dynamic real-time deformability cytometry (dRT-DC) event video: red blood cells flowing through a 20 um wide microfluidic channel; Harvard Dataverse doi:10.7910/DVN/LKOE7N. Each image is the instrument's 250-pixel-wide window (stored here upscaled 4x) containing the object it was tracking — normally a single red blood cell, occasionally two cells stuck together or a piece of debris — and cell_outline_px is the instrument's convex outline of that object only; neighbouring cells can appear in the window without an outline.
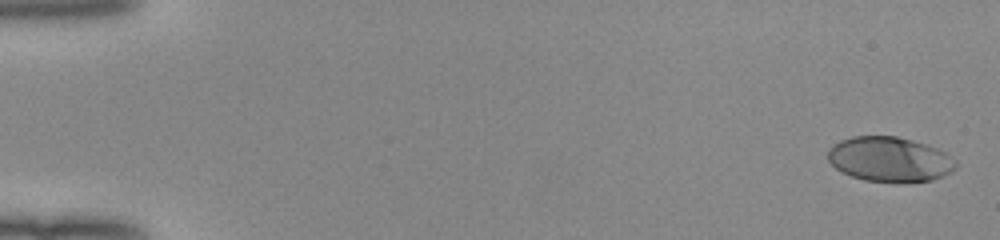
{"species": "human", "species_latin": "Homo sapiens", "temperature_condition": "room temperature", "stored_images_in_passage": 10, "camera_frame_rate_fps": 3000, "um_per_image_px": 0.085, "donor": {"sex": "female"}, "frame": {"image": 1, "passage_image": 1, "time_ms": 0.0, "image_size_px": [1000, 240], "cell_outline_px": [[956, 168], [952, 172], [932, 180], [864, 180], [840, 172], [828, 160], [828, 148], [832, 144], [840, 140], [852, 136], [896, 136], [912, 140], [936, 148], [944, 152], [956, 160]], "centroid_in_image_um": [75.58, 13.51], "position_along_channel_um": 9.4, "area_um2": 32.95}}